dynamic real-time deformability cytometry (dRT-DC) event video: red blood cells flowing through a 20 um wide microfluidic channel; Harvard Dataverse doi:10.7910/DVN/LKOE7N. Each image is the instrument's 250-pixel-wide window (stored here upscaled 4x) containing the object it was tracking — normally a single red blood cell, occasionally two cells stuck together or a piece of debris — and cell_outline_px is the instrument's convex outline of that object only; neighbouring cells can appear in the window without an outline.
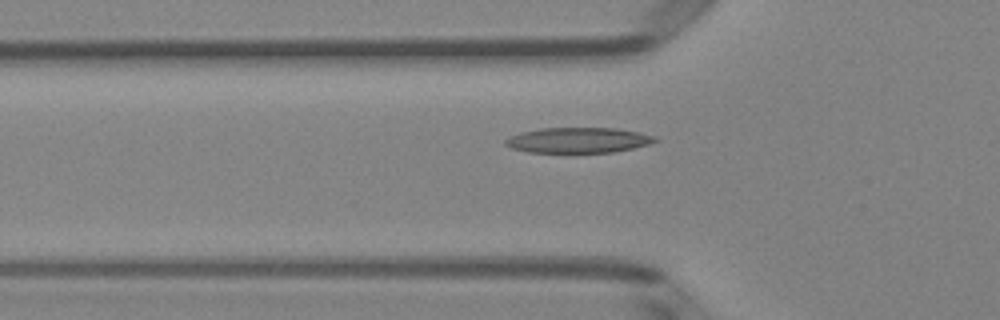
{"species": "Egyptian fruit bat (a non-hibernating species)", "species_latin": "Rousettus aegyptiacus", "temperature_condition": "room temperature", "stored_images_in_passage": 51, "camera_frame_rate_fps": 3000, "um_per_image_px": 0.085, "animal": {"sex": "female"}, "frame": {"image": 1, "passage_image": 17, "time_ms": 5.333, "image_size_px": [1000, 320], "cell_outline_px": [[660, 140], [648, 144], [632, 148], [612, 152], [528, 152], [512, 148], [504, 144], [504, 140], [508, 136], [520, 132], [540, 128], [616, 128], [656, 136]], "centroid_in_image_um": [49.11, 11.91], "position_along_channel_um": 76.7, "area_um2": 22.08}}
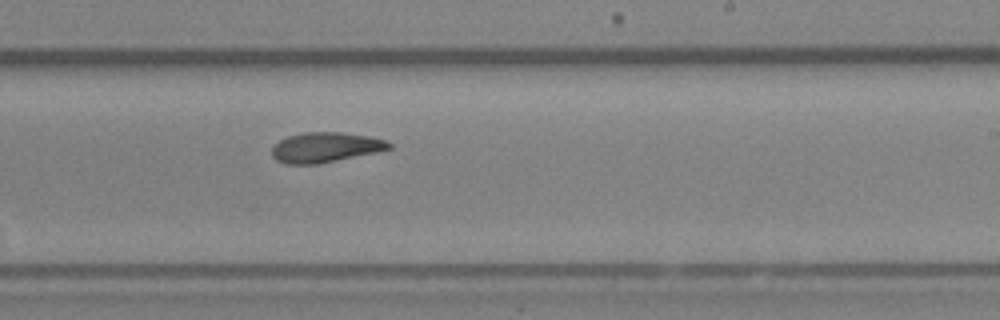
{"frame": {"image": 2, "passage_image": 31, "time_ms": 10.0, "image_size_px": [1000, 320], "cell_outline_px": [[392, 148], [376, 152], [316, 164], [284, 164], [276, 160], [272, 156], [272, 148], [280, 140], [288, 136], [304, 132], [340, 132], [368, 136], [388, 140], [392, 144]], "centroid_in_image_um": [27.66, 12.52], "position_along_channel_um": 261.3, "area_um2": 20.4}}
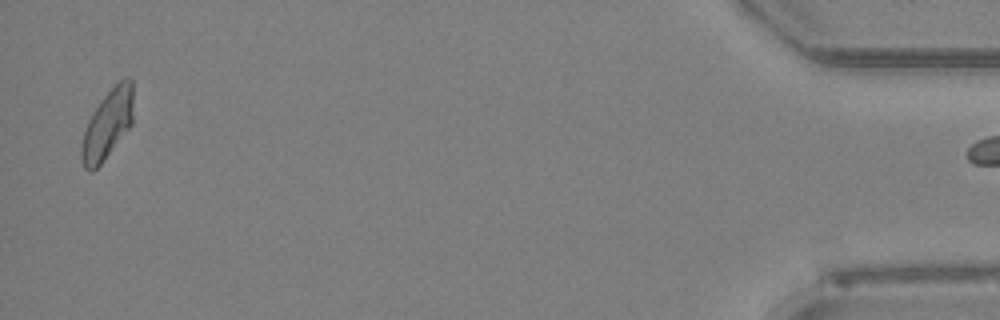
{"frame": {"image": 3, "passage_image": 50, "time_ms": 16.333, "image_size_px": [1000, 320], "cell_outline_px": [[132, 124], [104, 160], [92, 172], [88, 172], [84, 168], [80, 160], [80, 144], [88, 120], [92, 112], [104, 96], [124, 76], [132, 76]], "centroid_in_image_um": [9.11, 10.59], "position_along_channel_um": 426.1, "area_um2": 20.92}}